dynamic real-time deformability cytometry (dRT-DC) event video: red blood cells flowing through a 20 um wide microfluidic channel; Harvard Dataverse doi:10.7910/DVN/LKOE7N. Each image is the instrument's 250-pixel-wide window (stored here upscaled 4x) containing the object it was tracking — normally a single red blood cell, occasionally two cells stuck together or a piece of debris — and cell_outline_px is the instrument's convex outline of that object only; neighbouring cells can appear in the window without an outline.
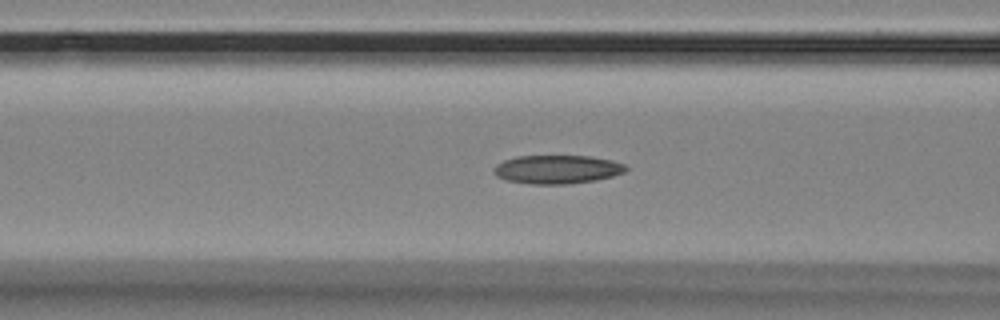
{"species": "Egyptian fruit bat (a non-hibernating species)", "species_latin": "Rousettus aegyptiacus", "temperature_condition": "room temperature", "stored_images_in_passage": 57, "segment_of_instrument_passage": [1, 2], "camera_frame_rate_fps": 3000, "um_per_image_px": 0.085, "animal": {"sex": "female"}, "frame": {"image": 1, "passage_image": 22, "time_ms": 7.0, "image_size_px": [1000, 320], "cell_outline_px": [[628, 168], [624, 172], [612, 176], [596, 180], [568, 184], [528, 184], [504, 180], [496, 176], [492, 168], [496, 164], [504, 160], [516, 156], [588, 156], [612, 160], [624, 164]], "centroid_in_image_um": [47.31, 14.4], "position_along_channel_um": 119.3, "area_um2": 22.14}}
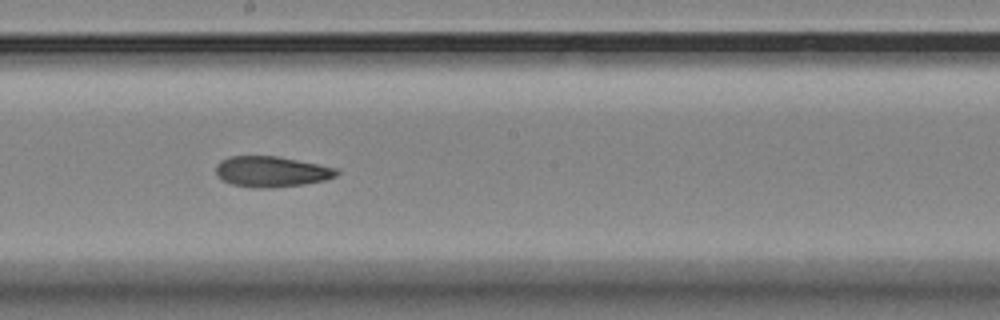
{"frame": {"image": 2, "passage_image": 31, "time_ms": 10.0, "image_size_px": [1000, 320], "cell_outline_px": [[340, 172], [336, 176], [324, 180], [304, 184], [272, 188], [252, 188], [232, 184], [216, 176], [216, 164], [220, 160], [228, 156], [276, 156], [336, 168]], "centroid_in_image_um": [23.03, 14.59], "position_along_channel_um": 225.2, "area_um2": 21.56}}
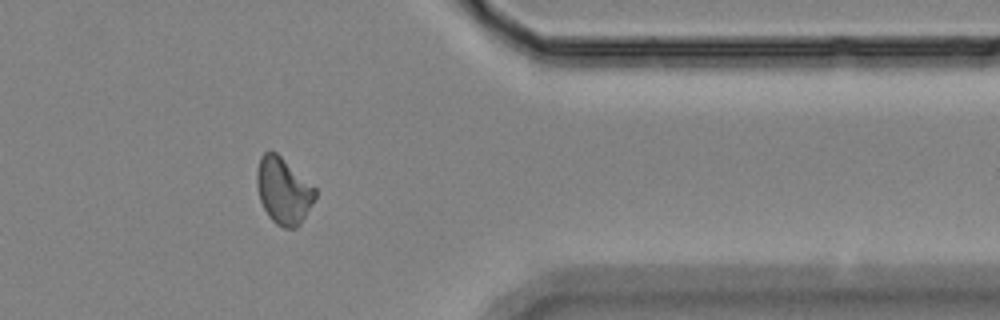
{"frame": {"image": 3, "passage_image": 46, "time_ms": 15.0, "image_size_px": [1000, 320], "cell_outline_px": [[316, 196], [312, 204], [300, 224], [296, 228], [284, 228], [276, 224], [268, 216], [260, 200], [256, 184], [256, 172], [260, 156], [264, 152], [276, 152], [316, 188]], "centroid_in_image_um": [24.08, 16.22], "position_along_channel_um": 387.3, "area_um2": 22.48}}